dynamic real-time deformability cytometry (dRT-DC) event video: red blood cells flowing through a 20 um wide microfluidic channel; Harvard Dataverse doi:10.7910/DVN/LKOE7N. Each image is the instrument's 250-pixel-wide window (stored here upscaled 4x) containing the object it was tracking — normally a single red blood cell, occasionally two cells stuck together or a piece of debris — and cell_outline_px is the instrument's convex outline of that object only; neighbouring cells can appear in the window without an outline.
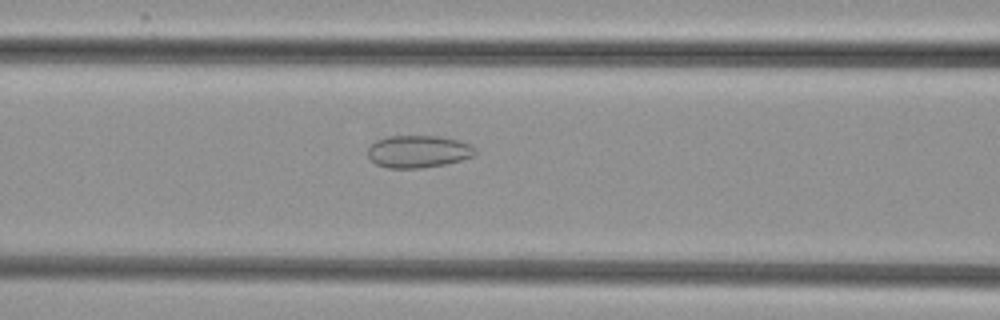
{"species": "common noctule bat (a hibernating species)", "species_latin": "Nyctalus noctula", "temperature_condition": "cold", "stored_images_in_passage": 53, "camera_frame_rate_fps": 3000, "um_per_image_px": 0.085, "animal": {"sex": "female", "body_mass_g": 29.2, "forearm_length_mm": 56.3}, "frame": {"image": 1, "passage_image": 23, "time_ms": 7.333, "image_size_px": [1000, 320], "cell_outline_px": [[476, 152], [472, 156], [460, 160], [444, 164], [420, 168], [388, 168], [376, 164], [368, 156], [368, 148], [376, 140], [388, 136], [440, 136], [460, 140], [472, 144], [476, 148]], "centroid_in_image_um": [35.57, 12.87], "position_along_channel_um": 131.0, "area_um2": 20.29}}
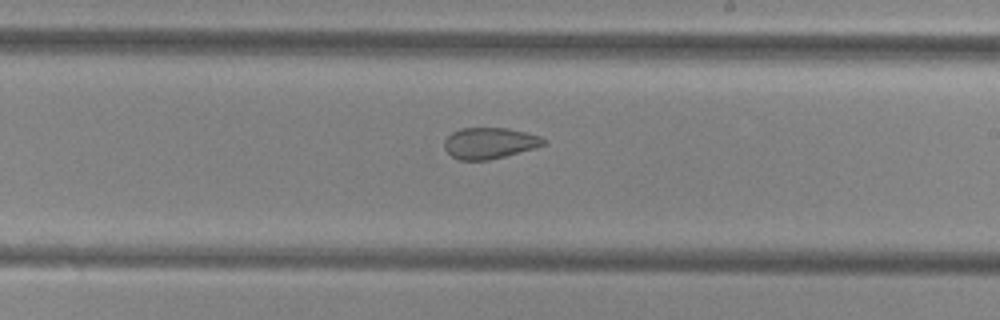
{"frame": {"image": 2, "passage_image": 32, "time_ms": 10.333, "image_size_px": [1000, 320], "cell_outline_px": [[548, 144], [536, 148], [488, 160], [460, 160], [452, 156], [444, 148], [444, 140], [452, 132], [460, 128], [508, 128], [540, 136], [548, 140]], "centroid_in_image_um": [41.64, 12.16], "position_along_channel_um": 247.4, "area_um2": 18.09}}
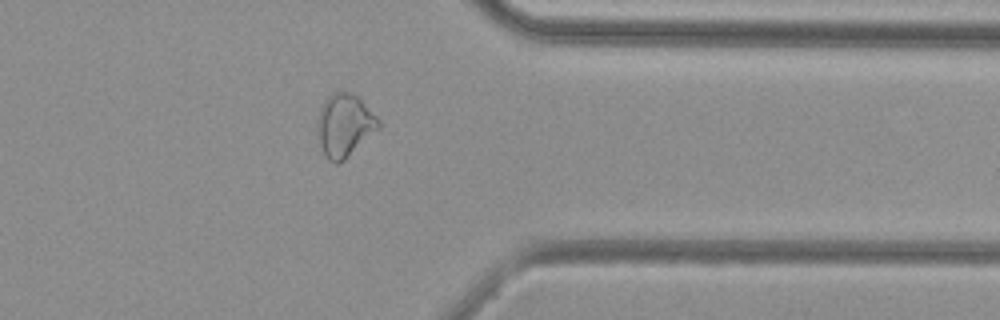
{"frame": {"image": 3, "passage_image": 43, "time_ms": 14.0, "image_size_px": [1000, 320], "cell_outline_px": [[380, 128], [344, 160], [336, 164], [328, 160], [320, 144], [316, 132], [316, 120], [320, 108], [324, 100], [332, 92], [348, 92], [356, 96], [380, 120]], "centroid_in_image_um": [29.25, 10.66], "position_along_channel_um": 382.1, "area_um2": 22.31}}